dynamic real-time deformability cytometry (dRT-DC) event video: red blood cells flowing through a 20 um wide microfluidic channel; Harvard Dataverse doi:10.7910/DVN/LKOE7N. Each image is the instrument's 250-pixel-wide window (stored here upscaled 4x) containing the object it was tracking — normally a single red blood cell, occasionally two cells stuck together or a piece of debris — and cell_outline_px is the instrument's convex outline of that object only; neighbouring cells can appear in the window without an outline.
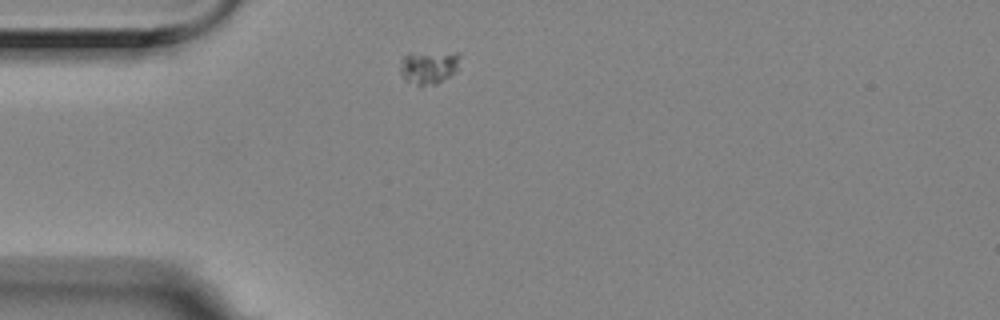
{"species": "Egyptian fruit bat (a non-hibernating species)", "species_latin": "Rousettus aegyptiacus", "temperature_condition": "room temperature", "stored_images_in_passage": 7, "camera_frame_rate_fps": 3000, "um_per_image_px": 0.085, "animal": {"sex": "female"}, "frame": {"image": 1, "passage_image": 1, "time_ms": 0.0, "image_size_px": [1000, 320], "cell_outline_px": [[460, 56], [456, 72], [436, 84], [420, 88], [404, 80], [400, 72], [400, 60], [408, 52], [460, 52]], "centroid_in_image_um": [36.41, 5.72], "position_along_channel_um": 48.6, "area_um2": 12.2}}
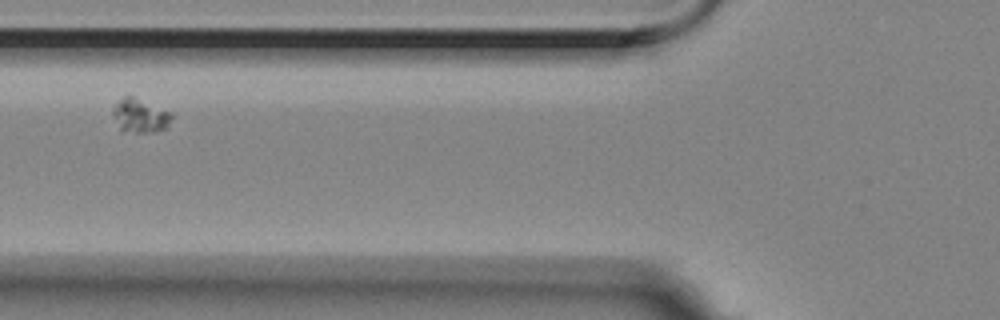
{"frame": {"image": 2, "passage_image": 3, "time_ms": 0.667, "image_size_px": [1000, 320], "cell_outline_px": [[172, 116], [168, 128], [152, 132], [120, 132], [112, 112], [112, 108], [124, 96], [132, 96], [172, 112]], "centroid_in_image_um": [11.91, 9.85], "position_along_channel_um": 113.9, "area_um2": 11.68}}
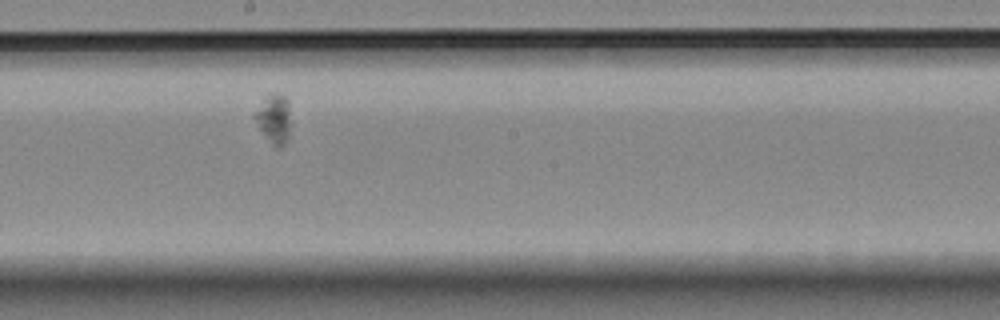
{"frame": {"image": 3, "passage_image": 6, "time_ms": 1.667, "image_size_px": [1000, 320], "cell_outline_px": [[288, 136], [284, 144], [280, 148], [276, 148], [272, 144], [260, 128], [252, 116], [264, 96], [272, 92], [280, 92], [288, 100]], "centroid_in_image_um": [23.25, 10.03], "position_along_channel_um": 225.0, "area_um2": 10.12}}